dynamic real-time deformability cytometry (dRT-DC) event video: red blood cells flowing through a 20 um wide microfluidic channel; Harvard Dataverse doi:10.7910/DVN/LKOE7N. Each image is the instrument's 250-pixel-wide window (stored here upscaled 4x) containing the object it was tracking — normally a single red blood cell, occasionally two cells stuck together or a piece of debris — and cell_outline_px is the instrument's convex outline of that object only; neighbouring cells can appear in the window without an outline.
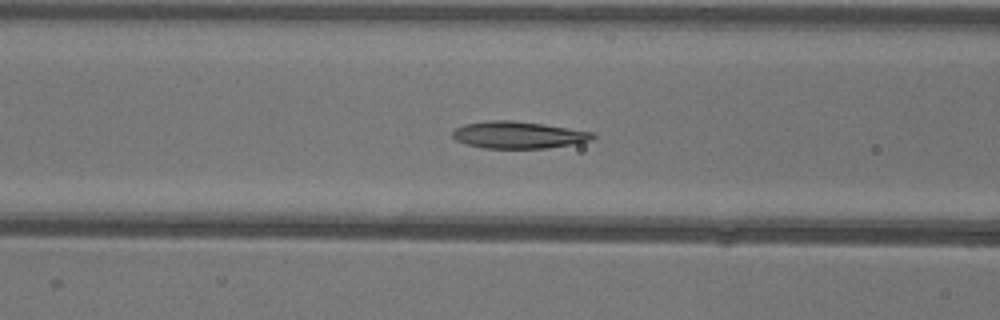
{"species": "common noctule bat (a hibernating species)", "species_latin": "Nyctalus noctula", "temperature_condition": "warm", "stored_images_in_passage": 52, "camera_frame_rate_fps": 3000, "um_per_image_px": 0.085, "animal": {"sex": "female"}, "frame": {"image": 1, "passage_image": 20, "time_ms": 6.333, "image_size_px": [1000, 320], "cell_outline_px": [[596, 136], [592, 140], [572, 144], [548, 148], [484, 148], [468, 144], [456, 140], [452, 136], [452, 132], [456, 128], [464, 124], [488, 120], [512, 120], [544, 124], [592, 132]], "centroid_in_image_um": [44.05, 11.46], "position_along_channel_um": 122.5, "area_um2": 21.96}}
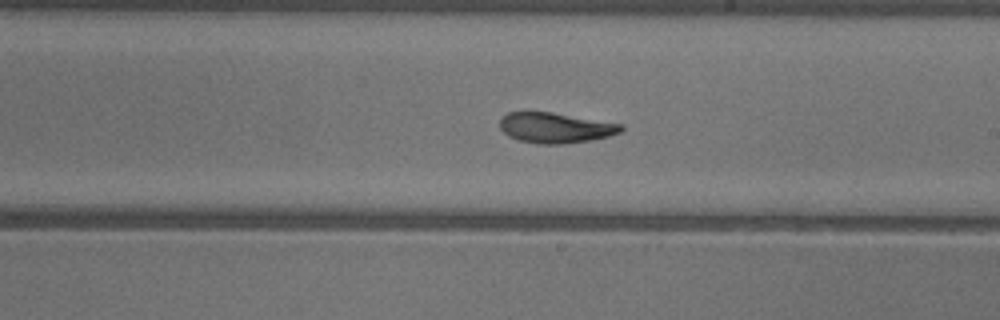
{"frame": {"image": 2, "passage_image": 29, "time_ms": 9.333, "image_size_px": [1000, 320], "cell_outline_px": [[624, 128], [620, 132], [608, 136], [592, 140], [560, 144], [540, 144], [520, 140], [508, 136], [500, 128], [500, 120], [508, 112], [552, 112], [624, 124]], "centroid_in_image_um": [47.24, 10.86], "position_along_channel_um": 241.8, "area_um2": 21.39}}
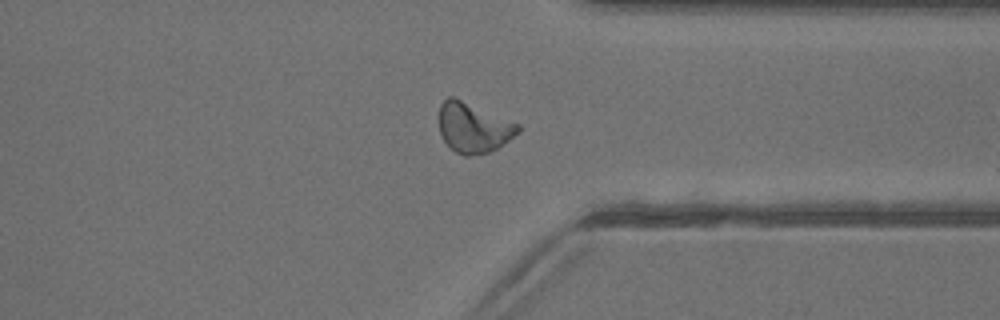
{"frame": {"image": 3, "passage_image": 39, "time_ms": 12.667, "image_size_px": [1000, 320], "cell_outline_px": [[520, 132], [496, 148], [488, 152], [468, 156], [464, 156], [456, 152], [444, 140], [440, 132], [440, 104], [448, 96], [452, 96], [520, 124]], "centroid_in_image_um": [40.25, 10.84], "position_along_channel_um": 371.2, "area_um2": 22.6}, "authors_computed_cell_mechanics": {"area_um2": 22.1374, "velocity_mm_per_s": 3.9793, "shape_relaxation_time_tau1_ms": null, "shape_relaxation_time_tau2_ms": 2.1841, "deformation_change_tau1": null, "deformation_change_tau2": 0.0773}}